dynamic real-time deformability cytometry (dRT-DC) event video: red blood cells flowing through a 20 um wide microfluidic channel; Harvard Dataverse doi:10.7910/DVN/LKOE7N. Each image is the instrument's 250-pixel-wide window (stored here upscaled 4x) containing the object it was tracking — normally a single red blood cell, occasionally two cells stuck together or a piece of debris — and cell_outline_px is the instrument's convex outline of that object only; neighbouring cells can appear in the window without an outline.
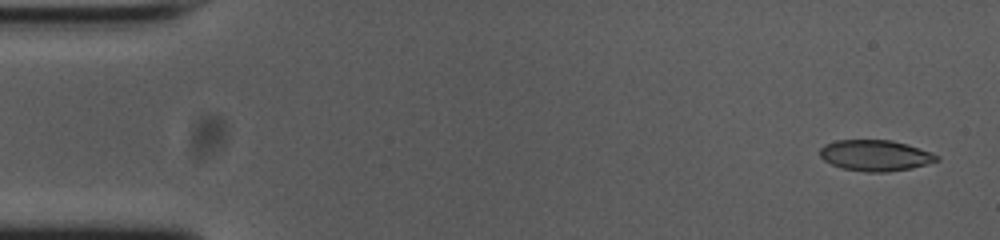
{"species": "common noctule bat (a hibernating species)", "species_latin": "Nyctalus noctula", "temperature_condition": "cold", "stored_images_in_passage": 54, "camera_frame_rate_fps": 3000, "um_per_image_px": 0.085, "animal": {"sex": "female", "body_mass_g": 23.0, "forearm_length_mm": 53.4}, "frame": {"image": 1, "passage_image": 2, "time_ms": 0.333, "image_size_px": [1000, 240], "cell_outline_px": [[940, 160], [928, 164], [912, 168], [888, 172], [864, 172], [840, 168], [824, 160], [820, 156], [820, 148], [824, 144], [836, 140], [892, 140], [908, 144], [932, 152], [940, 156]], "centroid_in_image_um": [74.43, 13.21], "position_along_channel_um": 10.6, "area_um2": 21.39}}
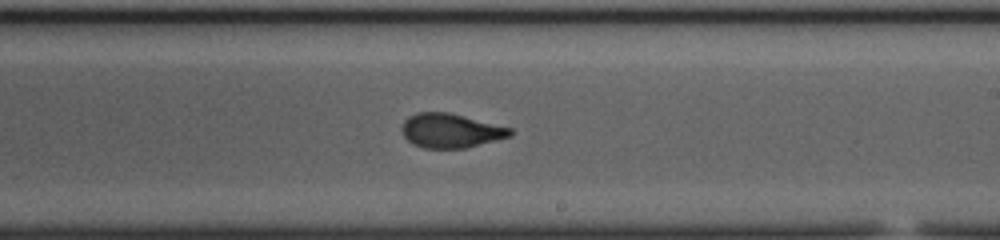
{"frame": {"image": 2, "passage_image": 31, "time_ms": 10.0, "image_size_px": [1000, 240], "cell_outline_px": [[512, 136], [464, 148], [424, 148], [412, 144], [404, 136], [400, 128], [404, 120], [408, 116], [416, 112], [448, 112], [512, 128]], "centroid_in_image_um": [38.27, 11.1], "position_along_channel_um": 250.7, "area_um2": 21.62}}
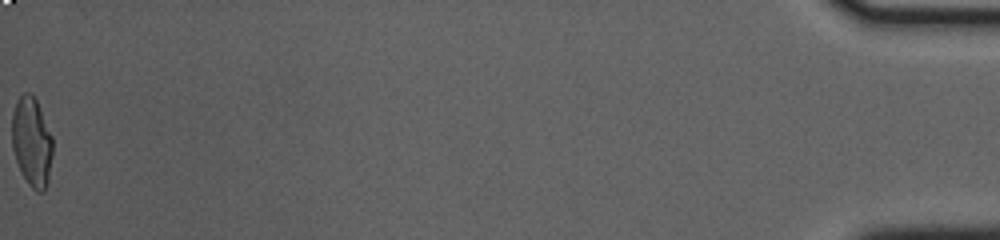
{"frame": {"image": 3, "passage_image": 54, "time_ms": 17.667, "image_size_px": [1000, 240], "cell_outline_px": [[52, 156], [48, 184], [44, 192], [36, 192], [28, 184], [16, 160], [12, 148], [12, 112], [20, 96], [24, 92], [28, 92], [36, 100], [52, 136]], "centroid_in_image_um": [2.71, 12.1], "position_along_channel_um": 432.5, "area_um2": 21.1}, "authors_computed_cell_mechanics": {"area_um2": 21.6172, "velocity_mm_per_s": 3.7536, "shape_relaxation_time_tau1_ms": 5.2922, "shape_relaxation_time_tau2_ms": 1.2304, "deformation_change_tau1": 0.1891, "deformation_change_tau2": 0.0794}}